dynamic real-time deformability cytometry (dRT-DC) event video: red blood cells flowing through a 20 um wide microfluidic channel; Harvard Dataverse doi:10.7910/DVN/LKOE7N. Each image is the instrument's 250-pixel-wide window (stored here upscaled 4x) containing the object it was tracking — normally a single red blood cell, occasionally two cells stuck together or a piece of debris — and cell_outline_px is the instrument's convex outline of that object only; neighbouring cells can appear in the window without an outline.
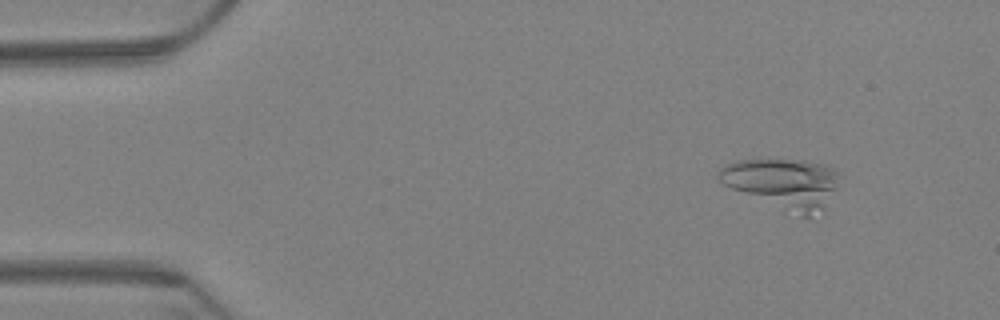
{"species": "Egyptian fruit bat (a non-hibernating species)", "species_latin": "Rousettus aegyptiacus", "temperature_condition": "warm", "stored_images_in_passage": 6, "camera_frame_rate_fps": 3000, "um_per_image_px": 0.085, "animal": {"sex": "female"}, "frame": {"image": 1, "passage_image": 2, "time_ms": 0.333, "image_size_px": [1000, 320], "cell_outline_px": [[836, 172], [832, 188], [824, 208], [808, 216], [800, 216], [732, 188], [724, 184], [716, 176], [720, 168], [728, 164], [740, 160], [804, 160], [828, 164], [836, 168]], "centroid_in_image_um": [66.52, 15.54], "position_along_channel_um": 18.5, "area_um2": 33.76}}
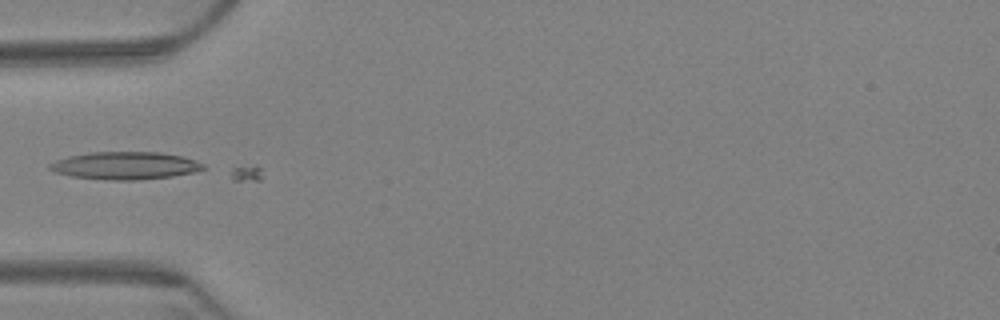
{"frame": {"image": 2, "passage_image": 5, "time_ms": 1.333, "image_size_px": [1000, 320], "cell_outline_px": [[208, 168], [196, 172], [172, 176], [136, 180], [108, 180], [72, 176], [56, 172], [48, 168], [48, 164], [56, 160], [68, 156], [88, 152], [160, 152], [184, 156], [204, 164]], "centroid_in_image_um": [10.67, 14.07], "position_along_channel_um": 74.3, "area_um2": 24.85}}